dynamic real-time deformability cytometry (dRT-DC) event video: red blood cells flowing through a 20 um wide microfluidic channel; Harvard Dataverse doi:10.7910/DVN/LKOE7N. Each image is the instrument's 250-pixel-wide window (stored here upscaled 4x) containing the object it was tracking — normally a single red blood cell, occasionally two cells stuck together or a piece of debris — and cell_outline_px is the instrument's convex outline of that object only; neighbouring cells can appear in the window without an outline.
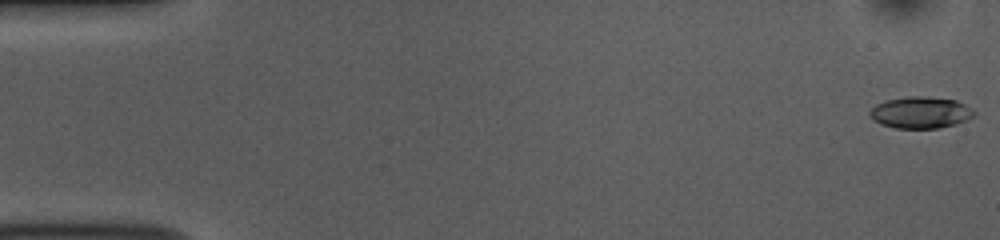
{"species": "common noctule bat (a hibernating species)", "species_latin": "Nyctalus noctula", "temperature_condition": "room temperature", "stored_images_in_passage": 52, "camera_frame_rate_fps": 3000, "um_per_image_px": 0.085, "animal": {"sex": "female", "body_mass_g": 10.0, "forearm_length_mm": 53.1}, "frame": {"image": 1, "passage_image": 1, "time_ms": 0.0, "image_size_px": [1000, 240], "cell_outline_px": [[976, 112], [968, 120], [956, 124], [936, 128], [896, 128], [872, 120], [868, 112], [876, 104], [884, 100], [908, 96], [928, 96], [956, 100], [972, 108]], "centroid_in_image_um": [78.25, 9.55], "position_along_channel_um": 6.8, "area_um2": 19.31}}
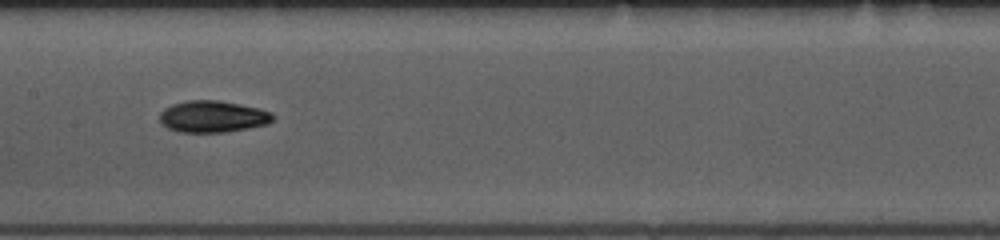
{"frame": {"image": 2, "passage_image": 26, "time_ms": 8.333, "image_size_px": [1000, 240], "cell_outline_px": [[276, 116], [268, 124], [248, 128], [224, 132], [180, 132], [168, 128], [160, 120], [160, 112], [164, 108], [172, 104], [188, 100], [216, 100], [260, 108], [272, 112]], "centroid_in_image_um": [18.11, 9.9], "position_along_channel_um": 189.3, "area_um2": 20.87}}
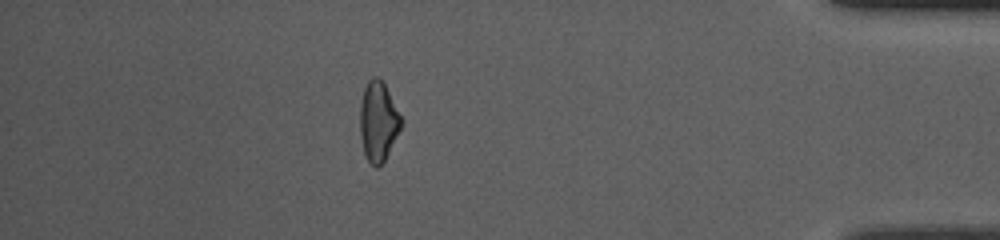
{"frame": {"image": 3, "passage_image": 46, "time_ms": 15.0, "image_size_px": [1000, 240], "cell_outline_px": [[404, 124], [384, 160], [376, 168], [368, 160], [364, 152], [360, 136], [360, 100], [364, 88], [368, 80], [372, 76], [376, 76], [384, 84], [404, 120]], "centroid_in_image_um": [32.16, 10.3], "position_along_channel_um": 403.0, "area_um2": 19.19}, "authors_computed_cell_mechanics": {"area_um2": 19.4786, "velocity_mm_per_s": 3.8566, "shape_relaxation_time_tau1_ms": 3.9111, "shape_relaxation_time_tau2_ms": 6.6446, "deformation_change_tau1": 0.1313, "deformation_change_tau2": 0.1237}}